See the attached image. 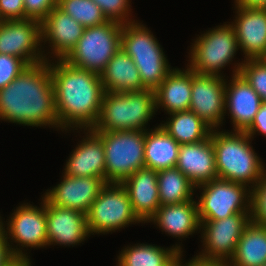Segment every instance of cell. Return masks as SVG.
<instances>
[{
    "label": "cell",
    "mask_w": 266,
    "mask_h": 266,
    "mask_svg": "<svg viewBox=\"0 0 266 266\" xmlns=\"http://www.w3.org/2000/svg\"><path fill=\"white\" fill-rule=\"evenodd\" d=\"M50 73L59 130L92 129L100 117L105 94L100 74L74 67L63 59L54 62L53 58Z\"/></svg>",
    "instance_id": "1"
},
{
    "label": "cell",
    "mask_w": 266,
    "mask_h": 266,
    "mask_svg": "<svg viewBox=\"0 0 266 266\" xmlns=\"http://www.w3.org/2000/svg\"><path fill=\"white\" fill-rule=\"evenodd\" d=\"M0 120L59 129L50 60L27 66L0 90Z\"/></svg>",
    "instance_id": "2"
},
{
    "label": "cell",
    "mask_w": 266,
    "mask_h": 266,
    "mask_svg": "<svg viewBox=\"0 0 266 266\" xmlns=\"http://www.w3.org/2000/svg\"><path fill=\"white\" fill-rule=\"evenodd\" d=\"M210 137L215 153L218 178L241 183L252 189L266 169L261 158L251 146L252 140L248 134L212 129Z\"/></svg>",
    "instance_id": "3"
},
{
    "label": "cell",
    "mask_w": 266,
    "mask_h": 266,
    "mask_svg": "<svg viewBox=\"0 0 266 266\" xmlns=\"http://www.w3.org/2000/svg\"><path fill=\"white\" fill-rule=\"evenodd\" d=\"M156 111L155 90L105 92L93 131H146Z\"/></svg>",
    "instance_id": "4"
},
{
    "label": "cell",
    "mask_w": 266,
    "mask_h": 266,
    "mask_svg": "<svg viewBox=\"0 0 266 266\" xmlns=\"http://www.w3.org/2000/svg\"><path fill=\"white\" fill-rule=\"evenodd\" d=\"M120 48L132 58L146 89L155 90L172 70L157 38L138 20L122 25Z\"/></svg>",
    "instance_id": "5"
},
{
    "label": "cell",
    "mask_w": 266,
    "mask_h": 266,
    "mask_svg": "<svg viewBox=\"0 0 266 266\" xmlns=\"http://www.w3.org/2000/svg\"><path fill=\"white\" fill-rule=\"evenodd\" d=\"M105 150V182L121 184L145 167V131H94Z\"/></svg>",
    "instance_id": "6"
},
{
    "label": "cell",
    "mask_w": 266,
    "mask_h": 266,
    "mask_svg": "<svg viewBox=\"0 0 266 266\" xmlns=\"http://www.w3.org/2000/svg\"><path fill=\"white\" fill-rule=\"evenodd\" d=\"M194 40L187 66L194 73L225 77L220 71L231 64L239 50L235 28L230 22L216 26Z\"/></svg>",
    "instance_id": "7"
},
{
    "label": "cell",
    "mask_w": 266,
    "mask_h": 266,
    "mask_svg": "<svg viewBox=\"0 0 266 266\" xmlns=\"http://www.w3.org/2000/svg\"><path fill=\"white\" fill-rule=\"evenodd\" d=\"M122 25L108 20L85 28L76 46L63 60L74 67L100 74L121 47Z\"/></svg>",
    "instance_id": "8"
},
{
    "label": "cell",
    "mask_w": 266,
    "mask_h": 266,
    "mask_svg": "<svg viewBox=\"0 0 266 266\" xmlns=\"http://www.w3.org/2000/svg\"><path fill=\"white\" fill-rule=\"evenodd\" d=\"M90 235L120 231L129 224L143 223L135 214L122 184L106 183L86 214Z\"/></svg>",
    "instance_id": "9"
},
{
    "label": "cell",
    "mask_w": 266,
    "mask_h": 266,
    "mask_svg": "<svg viewBox=\"0 0 266 266\" xmlns=\"http://www.w3.org/2000/svg\"><path fill=\"white\" fill-rule=\"evenodd\" d=\"M200 222L204 249L194 258L226 266L234 256L239 239L250 222V213H235L224 219Z\"/></svg>",
    "instance_id": "10"
},
{
    "label": "cell",
    "mask_w": 266,
    "mask_h": 266,
    "mask_svg": "<svg viewBox=\"0 0 266 266\" xmlns=\"http://www.w3.org/2000/svg\"><path fill=\"white\" fill-rule=\"evenodd\" d=\"M200 220H220L235 213H250L251 188L224 179H213L196 187Z\"/></svg>",
    "instance_id": "11"
},
{
    "label": "cell",
    "mask_w": 266,
    "mask_h": 266,
    "mask_svg": "<svg viewBox=\"0 0 266 266\" xmlns=\"http://www.w3.org/2000/svg\"><path fill=\"white\" fill-rule=\"evenodd\" d=\"M40 204V208L30 203H23L18 206L9 217L10 220L8 219L6 223L7 228L1 221L10 242V249L19 261H30L27 252L22 251L24 250L23 247L38 249L48 246L44 196H42ZM14 242L17 244L16 246L12 245Z\"/></svg>",
    "instance_id": "12"
},
{
    "label": "cell",
    "mask_w": 266,
    "mask_h": 266,
    "mask_svg": "<svg viewBox=\"0 0 266 266\" xmlns=\"http://www.w3.org/2000/svg\"><path fill=\"white\" fill-rule=\"evenodd\" d=\"M41 44V22L35 19L0 21V54L21 58L28 66L47 60ZM44 50V51H43Z\"/></svg>",
    "instance_id": "13"
},
{
    "label": "cell",
    "mask_w": 266,
    "mask_h": 266,
    "mask_svg": "<svg viewBox=\"0 0 266 266\" xmlns=\"http://www.w3.org/2000/svg\"><path fill=\"white\" fill-rule=\"evenodd\" d=\"M226 79L202 75L191 70V102L189 110L196 113L212 129L223 124L225 116Z\"/></svg>",
    "instance_id": "14"
},
{
    "label": "cell",
    "mask_w": 266,
    "mask_h": 266,
    "mask_svg": "<svg viewBox=\"0 0 266 266\" xmlns=\"http://www.w3.org/2000/svg\"><path fill=\"white\" fill-rule=\"evenodd\" d=\"M106 182L100 177H71L63 175L61 182L44 193V197L61 208L87 214Z\"/></svg>",
    "instance_id": "15"
},
{
    "label": "cell",
    "mask_w": 266,
    "mask_h": 266,
    "mask_svg": "<svg viewBox=\"0 0 266 266\" xmlns=\"http://www.w3.org/2000/svg\"><path fill=\"white\" fill-rule=\"evenodd\" d=\"M47 218V241L50 245H79L91 235L88 230L86 214L77 210L52 205L45 198ZM74 245V246H73Z\"/></svg>",
    "instance_id": "16"
},
{
    "label": "cell",
    "mask_w": 266,
    "mask_h": 266,
    "mask_svg": "<svg viewBox=\"0 0 266 266\" xmlns=\"http://www.w3.org/2000/svg\"><path fill=\"white\" fill-rule=\"evenodd\" d=\"M84 29L79 22L56 6L41 21V43L50 44L48 46L51 52H48L50 55L47 61L51 60L49 57L52 56L54 60L64 59L76 46Z\"/></svg>",
    "instance_id": "17"
},
{
    "label": "cell",
    "mask_w": 266,
    "mask_h": 266,
    "mask_svg": "<svg viewBox=\"0 0 266 266\" xmlns=\"http://www.w3.org/2000/svg\"><path fill=\"white\" fill-rule=\"evenodd\" d=\"M236 16L231 25L235 28L239 49L244 59L266 57V8L234 7Z\"/></svg>",
    "instance_id": "18"
},
{
    "label": "cell",
    "mask_w": 266,
    "mask_h": 266,
    "mask_svg": "<svg viewBox=\"0 0 266 266\" xmlns=\"http://www.w3.org/2000/svg\"><path fill=\"white\" fill-rule=\"evenodd\" d=\"M231 76L229 83L226 79L225 115L229 112L233 131L245 132L253 123L262 100L240 73Z\"/></svg>",
    "instance_id": "19"
},
{
    "label": "cell",
    "mask_w": 266,
    "mask_h": 266,
    "mask_svg": "<svg viewBox=\"0 0 266 266\" xmlns=\"http://www.w3.org/2000/svg\"><path fill=\"white\" fill-rule=\"evenodd\" d=\"M178 168L196 187L218 178L211 137L179 147Z\"/></svg>",
    "instance_id": "20"
},
{
    "label": "cell",
    "mask_w": 266,
    "mask_h": 266,
    "mask_svg": "<svg viewBox=\"0 0 266 266\" xmlns=\"http://www.w3.org/2000/svg\"><path fill=\"white\" fill-rule=\"evenodd\" d=\"M84 138L66 160L63 174L71 177H100L105 181V150L102 139L92 130L84 129Z\"/></svg>",
    "instance_id": "21"
},
{
    "label": "cell",
    "mask_w": 266,
    "mask_h": 266,
    "mask_svg": "<svg viewBox=\"0 0 266 266\" xmlns=\"http://www.w3.org/2000/svg\"><path fill=\"white\" fill-rule=\"evenodd\" d=\"M153 222L162 232L177 239L188 238L199 230L201 222L199 219L197 200H189L182 203L161 205L155 214L147 221Z\"/></svg>",
    "instance_id": "22"
},
{
    "label": "cell",
    "mask_w": 266,
    "mask_h": 266,
    "mask_svg": "<svg viewBox=\"0 0 266 266\" xmlns=\"http://www.w3.org/2000/svg\"><path fill=\"white\" fill-rule=\"evenodd\" d=\"M121 184L128 193L135 214L143 223H147L161 206L157 171L140 168Z\"/></svg>",
    "instance_id": "23"
},
{
    "label": "cell",
    "mask_w": 266,
    "mask_h": 266,
    "mask_svg": "<svg viewBox=\"0 0 266 266\" xmlns=\"http://www.w3.org/2000/svg\"><path fill=\"white\" fill-rule=\"evenodd\" d=\"M173 68L155 89L156 111L164 108L167 114L188 111L191 102V69Z\"/></svg>",
    "instance_id": "24"
},
{
    "label": "cell",
    "mask_w": 266,
    "mask_h": 266,
    "mask_svg": "<svg viewBox=\"0 0 266 266\" xmlns=\"http://www.w3.org/2000/svg\"><path fill=\"white\" fill-rule=\"evenodd\" d=\"M105 92H131L146 89L132 58L121 48L108 61L100 73Z\"/></svg>",
    "instance_id": "25"
},
{
    "label": "cell",
    "mask_w": 266,
    "mask_h": 266,
    "mask_svg": "<svg viewBox=\"0 0 266 266\" xmlns=\"http://www.w3.org/2000/svg\"><path fill=\"white\" fill-rule=\"evenodd\" d=\"M179 147L180 144L160 124L154 130H146L145 167L155 171L176 167Z\"/></svg>",
    "instance_id": "26"
},
{
    "label": "cell",
    "mask_w": 266,
    "mask_h": 266,
    "mask_svg": "<svg viewBox=\"0 0 266 266\" xmlns=\"http://www.w3.org/2000/svg\"><path fill=\"white\" fill-rule=\"evenodd\" d=\"M183 253L180 244L164 248L154 244L125 246L117 256L116 266H169Z\"/></svg>",
    "instance_id": "27"
},
{
    "label": "cell",
    "mask_w": 266,
    "mask_h": 266,
    "mask_svg": "<svg viewBox=\"0 0 266 266\" xmlns=\"http://www.w3.org/2000/svg\"><path fill=\"white\" fill-rule=\"evenodd\" d=\"M266 264V226L249 222L234 256L226 266H262Z\"/></svg>",
    "instance_id": "28"
},
{
    "label": "cell",
    "mask_w": 266,
    "mask_h": 266,
    "mask_svg": "<svg viewBox=\"0 0 266 266\" xmlns=\"http://www.w3.org/2000/svg\"><path fill=\"white\" fill-rule=\"evenodd\" d=\"M169 115V120L160 125L180 145L201 142L211 134L212 128L190 110Z\"/></svg>",
    "instance_id": "29"
},
{
    "label": "cell",
    "mask_w": 266,
    "mask_h": 266,
    "mask_svg": "<svg viewBox=\"0 0 266 266\" xmlns=\"http://www.w3.org/2000/svg\"><path fill=\"white\" fill-rule=\"evenodd\" d=\"M160 205L193 200L196 186L176 167L157 171Z\"/></svg>",
    "instance_id": "30"
},
{
    "label": "cell",
    "mask_w": 266,
    "mask_h": 266,
    "mask_svg": "<svg viewBox=\"0 0 266 266\" xmlns=\"http://www.w3.org/2000/svg\"><path fill=\"white\" fill-rule=\"evenodd\" d=\"M57 6L85 28L108 21L101 8L92 0H58Z\"/></svg>",
    "instance_id": "31"
},
{
    "label": "cell",
    "mask_w": 266,
    "mask_h": 266,
    "mask_svg": "<svg viewBox=\"0 0 266 266\" xmlns=\"http://www.w3.org/2000/svg\"><path fill=\"white\" fill-rule=\"evenodd\" d=\"M235 68V69H234ZM233 75L241 74L256 91L262 101L266 102V59H244L234 63Z\"/></svg>",
    "instance_id": "32"
},
{
    "label": "cell",
    "mask_w": 266,
    "mask_h": 266,
    "mask_svg": "<svg viewBox=\"0 0 266 266\" xmlns=\"http://www.w3.org/2000/svg\"><path fill=\"white\" fill-rule=\"evenodd\" d=\"M250 221L266 226V170L251 189Z\"/></svg>",
    "instance_id": "33"
},
{
    "label": "cell",
    "mask_w": 266,
    "mask_h": 266,
    "mask_svg": "<svg viewBox=\"0 0 266 266\" xmlns=\"http://www.w3.org/2000/svg\"><path fill=\"white\" fill-rule=\"evenodd\" d=\"M100 8L107 20L116 21L121 24L134 22L131 17L130 0H92Z\"/></svg>",
    "instance_id": "34"
},
{
    "label": "cell",
    "mask_w": 266,
    "mask_h": 266,
    "mask_svg": "<svg viewBox=\"0 0 266 266\" xmlns=\"http://www.w3.org/2000/svg\"><path fill=\"white\" fill-rule=\"evenodd\" d=\"M27 66L21 58L0 54V90L9 85Z\"/></svg>",
    "instance_id": "35"
},
{
    "label": "cell",
    "mask_w": 266,
    "mask_h": 266,
    "mask_svg": "<svg viewBox=\"0 0 266 266\" xmlns=\"http://www.w3.org/2000/svg\"><path fill=\"white\" fill-rule=\"evenodd\" d=\"M57 5L58 0H24L25 19L41 22Z\"/></svg>",
    "instance_id": "36"
},
{
    "label": "cell",
    "mask_w": 266,
    "mask_h": 266,
    "mask_svg": "<svg viewBox=\"0 0 266 266\" xmlns=\"http://www.w3.org/2000/svg\"><path fill=\"white\" fill-rule=\"evenodd\" d=\"M25 19L24 0H0V20Z\"/></svg>",
    "instance_id": "37"
},
{
    "label": "cell",
    "mask_w": 266,
    "mask_h": 266,
    "mask_svg": "<svg viewBox=\"0 0 266 266\" xmlns=\"http://www.w3.org/2000/svg\"><path fill=\"white\" fill-rule=\"evenodd\" d=\"M19 260L13 255L7 234L3 225H0V266H15Z\"/></svg>",
    "instance_id": "38"
},
{
    "label": "cell",
    "mask_w": 266,
    "mask_h": 266,
    "mask_svg": "<svg viewBox=\"0 0 266 266\" xmlns=\"http://www.w3.org/2000/svg\"><path fill=\"white\" fill-rule=\"evenodd\" d=\"M253 139L257 133L266 137V102L262 101L253 123L245 131ZM257 132V133H256Z\"/></svg>",
    "instance_id": "39"
},
{
    "label": "cell",
    "mask_w": 266,
    "mask_h": 266,
    "mask_svg": "<svg viewBox=\"0 0 266 266\" xmlns=\"http://www.w3.org/2000/svg\"><path fill=\"white\" fill-rule=\"evenodd\" d=\"M235 7L266 8V0H234Z\"/></svg>",
    "instance_id": "40"
},
{
    "label": "cell",
    "mask_w": 266,
    "mask_h": 266,
    "mask_svg": "<svg viewBox=\"0 0 266 266\" xmlns=\"http://www.w3.org/2000/svg\"><path fill=\"white\" fill-rule=\"evenodd\" d=\"M183 254H180L178 256V266H224L222 264L219 263H211V262H204L201 260H197L196 258H192L190 261L186 262L185 264H183Z\"/></svg>",
    "instance_id": "41"
},
{
    "label": "cell",
    "mask_w": 266,
    "mask_h": 266,
    "mask_svg": "<svg viewBox=\"0 0 266 266\" xmlns=\"http://www.w3.org/2000/svg\"><path fill=\"white\" fill-rule=\"evenodd\" d=\"M32 261H19L15 266H31Z\"/></svg>",
    "instance_id": "42"
},
{
    "label": "cell",
    "mask_w": 266,
    "mask_h": 266,
    "mask_svg": "<svg viewBox=\"0 0 266 266\" xmlns=\"http://www.w3.org/2000/svg\"><path fill=\"white\" fill-rule=\"evenodd\" d=\"M169 266H178V257Z\"/></svg>",
    "instance_id": "43"
}]
</instances>
